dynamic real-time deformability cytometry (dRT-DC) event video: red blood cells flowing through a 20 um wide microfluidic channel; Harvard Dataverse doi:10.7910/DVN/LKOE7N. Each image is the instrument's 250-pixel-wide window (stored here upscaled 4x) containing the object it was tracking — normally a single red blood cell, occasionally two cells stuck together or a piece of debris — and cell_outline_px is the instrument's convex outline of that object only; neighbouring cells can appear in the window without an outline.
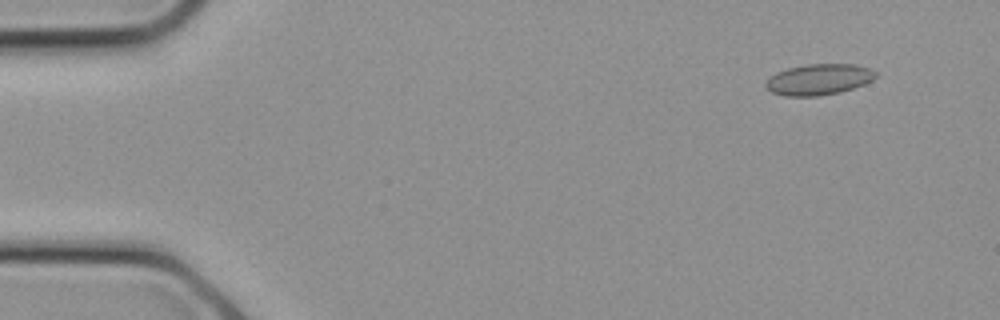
{"species": "common noctule bat (a hibernating species)", "species_latin": "Nyctalus noctula", "temperature_condition": "cold", "stored_images_in_passage": 9, "camera_frame_rate_fps": 3000, "um_per_image_px": 0.085, "animal": {"sex": "female", "body_mass_g": 21.9}, "frame": {"image": 1, "passage_image": 2, "time_ms": 0.333, "image_size_px": [1000, 320], "cell_outline_px": [[876, 76], [872, 80], [864, 84], [840, 92], [820, 96], [784, 96], [772, 92], [764, 88], [764, 84], [776, 72], [788, 68], [808, 64], [856, 64], [868, 68], [876, 72]], "centroid_in_image_um": [69.58, 6.76], "position_along_channel_um": 15.4, "area_um2": 19.83}}
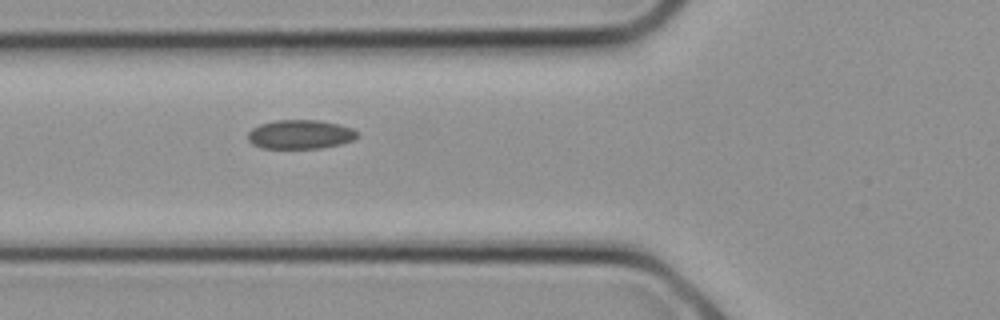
{"frame": {"image": 2, "passage_image": 9, "time_ms": 2.667, "image_size_px": [1000, 320], "cell_outline_px": [[360, 136], [352, 140], [340, 144], [320, 148], [260, 148], [252, 144], [248, 140], [248, 132], [252, 128], [260, 124], [276, 120], [316, 120], [340, 124], [352, 128], [360, 132]], "centroid_in_image_um": [25.54, 11.42], "position_along_channel_um": 100.3, "area_um2": 18.67}}